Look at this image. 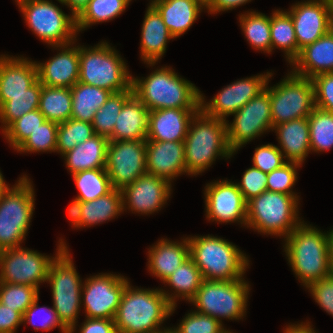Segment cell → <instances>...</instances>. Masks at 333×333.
Returning a JSON list of instances; mask_svg holds the SVG:
<instances>
[{
	"label": "cell",
	"mask_w": 333,
	"mask_h": 333,
	"mask_svg": "<svg viewBox=\"0 0 333 333\" xmlns=\"http://www.w3.org/2000/svg\"><path fill=\"white\" fill-rule=\"evenodd\" d=\"M175 308L160 288L135 289L128 282L114 317L117 333L165 332L160 326Z\"/></svg>",
	"instance_id": "cell-1"
},
{
	"label": "cell",
	"mask_w": 333,
	"mask_h": 333,
	"mask_svg": "<svg viewBox=\"0 0 333 333\" xmlns=\"http://www.w3.org/2000/svg\"><path fill=\"white\" fill-rule=\"evenodd\" d=\"M227 121L206 115L201 109L192 118L184 140L186 173L198 175L217 159L230 158Z\"/></svg>",
	"instance_id": "cell-2"
},
{
	"label": "cell",
	"mask_w": 333,
	"mask_h": 333,
	"mask_svg": "<svg viewBox=\"0 0 333 333\" xmlns=\"http://www.w3.org/2000/svg\"><path fill=\"white\" fill-rule=\"evenodd\" d=\"M284 250L303 286L329 276L328 235L302 222L285 238Z\"/></svg>",
	"instance_id": "cell-3"
},
{
	"label": "cell",
	"mask_w": 333,
	"mask_h": 333,
	"mask_svg": "<svg viewBox=\"0 0 333 333\" xmlns=\"http://www.w3.org/2000/svg\"><path fill=\"white\" fill-rule=\"evenodd\" d=\"M180 77L169 66H165L150 73L147 78L132 76L131 86L133 93L149 111L200 108L201 91L193 83Z\"/></svg>",
	"instance_id": "cell-4"
},
{
	"label": "cell",
	"mask_w": 333,
	"mask_h": 333,
	"mask_svg": "<svg viewBox=\"0 0 333 333\" xmlns=\"http://www.w3.org/2000/svg\"><path fill=\"white\" fill-rule=\"evenodd\" d=\"M190 257L204 280L234 281L244 279L249 260L236 245L216 236L188 238Z\"/></svg>",
	"instance_id": "cell-5"
},
{
	"label": "cell",
	"mask_w": 333,
	"mask_h": 333,
	"mask_svg": "<svg viewBox=\"0 0 333 333\" xmlns=\"http://www.w3.org/2000/svg\"><path fill=\"white\" fill-rule=\"evenodd\" d=\"M57 254L50 264L46 282L51 285L53 308L62 325L74 333L80 313L82 280L70 257L66 243L60 239Z\"/></svg>",
	"instance_id": "cell-6"
},
{
	"label": "cell",
	"mask_w": 333,
	"mask_h": 333,
	"mask_svg": "<svg viewBox=\"0 0 333 333\" xmlns=\"http://www.w3.org/2000/svg\"><path fill=\"white\" fill-rule=\"evenodd\" d=\"M298 197L266 190L247 202L246 226L285 239L302 223L297 213Z\"/></svg>",
	"instance_id": "cell-7"
},
{
	"label": "cell",
	"mask_w": 333,
	"mask_h": 333,
	"mask_svg": "<svg viewBox=\"0 0 333 333\" xmlns=\"http://www.w3.org/2000/svg\"><path fill=\"white\" fill-rule=\"evenodd\" d=\"M79 81L112 93L131 87L132 75L120 54L107 42L94 47H79Z\"/></svg>",
	"instance_id": "cell-8"
},
{
	"label": "cell",
	"mask_w": 333,
	"mask_h": 333,
	"mask_svg": "<svg viewBox=\"0 0 333 333\" xmlns=\"http://www.w3.org/2000/svg\"><path fill=\"white\" fill-rule=\"evenodd\" d=\"M17 182L0 198V251L21 247L34 211L30 179L24 175Z\"/></svg>",
	"instance_id": "cell-9"
},
{
	"label": "cell",
	"mask_w": 333,
	"mask_h": 333,
	"mask_svg": "<svg viewBox=\"0 0 333 333\" xmlns=\"http://www.w3.org/2000/svg\"><path fill=\"white\" fill-rule=\"evenodd\" d=\"M250 291L245 279L234 281L203 280L190 301L198 313L209 315L222 324V319L239 320L246 314Z\"/></svg>",
	"instance_id": "cell-10"
},
{
	"label": "cell",
	"mask_w": 333,
	"mask_h": 333,
	"mask_svg": "<svg viewBox=\"0 0 333 333\" xmlns=\"http://www.w3.org/2000/svg\"><path fill=\"white\" fill-rule=\"evenodd\" d=\"M24 20L36 36L52 46H61L77 40L76 18L66 15L49 0L17 2Z\"/></svg>",
	"instance_id": "cell-11"
},
{
	"label": "cell",
	"mask_w": 333,
	"mask_h": 333,
	"mask_svg": "<svg viewBox=\"0 0 333 333\" xmlns=\"http://www.w3.org/2000/svg\"><path fill=\"white\" fill-rule=\"evenodd\" d=\"M272 125L308 117L315 108L312 79L288 73L282 81L268 87Z\"/></svg>",
	"instance_id": "cell-12"
},
{
	"label": "cell",
	"mask_w": 333,
	"mask_h": 333,
	"mask_svg": "<svg viewBox=\"0 0 333 333\" xmlns=\"http://www.w3.org/2000/svg\"><path fill=\"white\" fill-rule=\"evenodd\" d=\"M233 115V122L226 124L229 147L235 153L247 142L273 129L269 91L265 88Z\"/></svg>",
	"instance_id": "cell-13"
},
{
	"label": "cell",
	"mask_w": 333,
	"mask_h": 333,
	"mask_svg": "<svg viewBox=\"0 0 333 333\" xmlns=\"http://www.w3.org/2000/svg\"><path fill=\"white\" fill-rule=\"evenodd\" d=\"M105 169L113 189L132 184L147 173L146 140H109Z\"/></svg>",
	"instance_id": "cell-14"
},
{
	"label": "cell",
	"mask_w": 333,
	"mask_h": 333,
	"mask_svg": "<svg viewBox=\"0 0 333 333\" xmlns=\"http://www.w3.org/2000/svg\"><path fill=\"white\" fill-rule=\"evenodd\" d=\"M54 258L22 246L0 251V282L29 285L39 290L40 283L47 280Z\"/></svg>",
	"instance_id": "cell-15"
},
{
	"label": "cell",
	"mask_w": 333,
	"mask_h": 333,
	"mask_svg": "<svg viewBox=\"0 0 333 333\" xmlns=\"http://www.w3.org/2000/svg\"><path fill=\"white\" fill-rule=\"evenodd\" d=\"M128 282L127 278L111 273L87 278L81 289L86 318L114 320Z\"/></svg>",
	"instance_id": "cell-16"
},
{
	"label": "cell",
	"mask_w": 333,
	"mask_h": 333,
	"mask_svg": "<svg viewBox=\"0 0 333 333\" xmlns=\"http://www.w3.org/2000/svg\"><path fill=\"white\" fill-rule=\"evenodd\" d=\"M292 18L298 55L333 28V0H307L295 3L287 11Z\"/></svg>",
	"instance_id": "cell-17"
},
{
	"label": "cell",
	"mask_w": 333,
	"mask_h": 333,
	"mask_svg": "<svg viewBox=\"0 0 333 333\" xmlns=\"http://www.w3.org/2000/svg\"><path fill=\"white\" fill-rule=\"evenodd\" d=\"M272 75L271 72H267V74L264 75L260 74L240 79L239 81L227 85V87L218 92L208 103L205 102V98L203 94H201L200 109L210 117L228 121L226 117L235 114L240 108L265 89Z\"/></svg>",
	"instance_id": "cell-18"
},
{
	"label": "cell",
	"mask_w": 333,
	"mask_h": 333,
	"mask_svg": "<svg viewBox=\"0 0 333 333\" xmlns=\"http://www.w3.org/2000/svg\"><path fill=\"white\" fill-rule=\"evenodd\" d=\"M206 218L219 223L240 222L246 225L247 202L237 184L214 181L205 187Z\"/></svg>",
	"instance_id": "cell-19"
},
{
	"label": "cell",
	"mask_w": 333,
	"mask_h": 333,
	"mask_svg": "<svg viewBox=\"0 0 333 333\" xmlns=\"http://www.w3.org/2000/svg\"><path fill=\"white\" fill-rule=\"evenodd\" d=\"M171 191L169 181L146 173L121 190L123 211L128 206L132 212L154 213L167 203Z\"/></svg>",
	"instance_id": "cell-20"
},
{
	"label": "cell",
	"mask_w": 333,
	"mask_h": 333,
	"mask_svg": "<svg viewBox=\"0 0 333 333\" xmlns=\"http://www.w3.org/2000/svg\"><path fill=\"white\" fill-rule=\"evenodd\" d=\"M146 169L170 183L186 173L184 141L146 140Z\"/></svg>",
	"instance_id": "cell-21"
},
{
	"label": "cell",
	"mask_w": 333,
	"mask_h": 333,
	"mask_svg": "<svg viewBox=\"0 0 333 333\" xmlns=\"http://www.w3.org/2000/svg\"><path fill=\"white\" fill-rule=\"evenodd\" d=\"M73 44L75 43L54 46L62 49L59 54L45 63L36 62L38 80L42 85L71 88L79 81V45L72 47Z\"/></svg>",
	"instance_id": "cell-22"
},
{
	"label": "cell",
	"mask_w": 333,
	"mask_h": 333,
	"mask_svg": "<svg viewBox=\"0 0 333 333\" xmlns=\"http://www.w3.org/2000/svg\"><path fill=\"white\" fill-rule=\"evenodd\" d=\"M68 217L73 227L81 228L109 221L123 212L122 192L113 189L105 196L90 201H72Z\"/></svg>",
	"instance_id": "cell-23"
},
{
	"label": "cell",
	"mask_w": 333,
	"mask_h": 333,
	"mask_svg": "<svg viewBox=\"0 0 333 333\" xmlns=\"http://www.w3.org/2000/svg\"><path fill=\"white\" fill-rule=\"evenodd\" d=\"M200 108H165L150 111L147 139L184 141L190 122Z\"/></svg>",
	"instance_id": "cell-24"
},
{
	"label": "cell",
	"mask_w": 333,
	"mask_h": 333,
	"mask_svg": "<svg viewBox=\"0 0 333 333\" xmlns=\"http://www.w3.org/2000/svg\"><path fill=\"white\" fill-rule=\"evenodd\" d=\"M293 73L312 79L322 73L333 72V28L312 44L300 50L292 62Z\"/></svg>",
	"instance_id": "cell-25"
},
{
	"label": "cell",
	"mask_w": 333,
	"mask_h": 333,
	"mask_svg": "<svg viewBox=\"0 0 333 333\" xmlns=\"http://www.w3.org/2000/svg\"><path fill=\"white\" fill-rule=\"evenodd\" d=\"M37 80L38 69L35 61L0 55V95L23 94Z\"/></svg>",
	"instance_id": "cell-26"
},
{
	"label": "cell",
	"mask_w": 333,
	"mask_h": 333,
	"mask_svg": "<svg viewBox=\"0 0 333 333\" xmlns=\"http://www.w3.org/2000/svg\"><path fill=\"white\" fill-rule=\"evenodd\" d=\"M150 111L133 94L123 105L108 140H146Z\"/></svg>",
	"instance_id": "cell-27"
},
{
	"label": "cell",
	"mask_w": 333,
	"mask_h": 333,
	"mask_svg": "<svg viewBox=\"0 0 333 333\" xmlns=\"http://www.w3.org/2000/svg\"><path fill=\"white\" fill-rule=\"evenodd\" d=\"M181 242L161 239L148 251V269L161 281H165L190 257L188 237Z\"/></svg>",
	"instance_id": "cell-28"
},
{
	"label": "cell",
	"mask_w": 333,
	"mask_h": 333,
	"mask_svg": "<svg viewBox=\"0 0 333 333\" xmlns=\"http://www.w3.org/2000/svg\"><path fill=\"white\" fill-rule=\"evenodd\" d=\"M174 39L161 15L150 4L146 10L141 32V57L144 63L154 66L166 52L168 40Z\"/></svg>",
	"instance_id": "cell-29"
},
{
	"label": "cell",
	"mask_w": 333,
	"mask_h": 333,
	"mask_svg": "<svg viewBox=\"0 0 333 333\" xmlns=\"http://www.w3.org/2000/svg\"><path fill=\"white\" fill-rule=\"evenodd\" d=\"M150 4L161 15L174 38L184 34L206 8L198 0H152Z\"/></svg>",
	"instance_id": "cell-30"
},
{
	"label": "cell",
	"mask_w": 333,
	"mask_h": 333,
	"mask_svg": "<svg viewBox=\"0 0 333 333\" xmlns=\"http://www.w3.org/2000/svg\"><path fill=\"white\" fill-rule=\"evenodd\" d=\"M273 130L278 135L284 159L302 164L311 152L308 117L275 125Z\"/></svg>",
	"instance_id": "cell-31"
},
{
	"label": "cell",
	"mask_w": 333,
	"mask_h": 333,
	"mask_svg": "<svg viewBox=\"0 0 333 333\" xmlns=\"http://www.w3.org/2000/svg\"><path fill=\"white\" fill-rule=\"evenodd\" d=\"M108 143L107 137L95 134L63 154L62 157L64 156L71 174L88 169L106 168Z\"/></svg>",
	"instance_id": "cell-32"
},
{
	"label": "cell",
	"mask_w": 333,
	"mask_h": 333,
	"mask_svg": "<svg viewBox=\"0 0 333 333\" xmlns=\"http://www.w3.org/2000/svg\"><path fill=\"white\" fill-rule=\"evenodd\" d=\"M203 280L201 271L195 265L193 259L189 257L163 282L175 289L174 293L170 294L162 289L161 291L172 306H177L176 298L180 297V299L190 302L195 297Z\"/></svg>",
	"instance_id": "cell-33"
},
{
	"label": "cell",
	"mask_w": 333,
	"mask_h": 333,
	"mask_svg": "<svg viewBox=\"0 0 333 333\" xmlns=\"http://www.w3.org/2000/svg\"><path fill=\"white\" fill-rule=\"evenodd\" d=\"M71 89V118L92 123L95 113L105 103L112 92L96 86L77 82Z\"/></svg>",
	"instance_id": "cell-34"
},
{
	"label": "cell",
	"mask_w": 333,
	"mask_h": 333,
	"mask_svg": "<svg viewBox=\"0 0 333 333\" xmlns=\"http://www.w3.org/2000/svg\"><path fill=\"white\" fill-rule=\"evenodd\" d=\"M42 84L37 80L25 93L0 95V122L4 132L14 121L24 114L39 108Z\"/></svg>",
	"instance_id": "cell-35"
},
{
	"label": "cell",
	"mask_w": 333,
	"mask_h": 333,
	"mask_svg": "<svg viewBox=\"0 0 333 333\" xmlns=\"http://www.w3.org/2000/svg\"><path fill=\"white\" fill-rule=\"evenodd\" d=\"M39 111L46 120L56 123L66 122L71 118L72 94L66 87H47L42 85Z\"/></svg>",
	"instance_id": "cell-36"
},
{
	"label": "cell",
	"mask_w": 333,
	"mask_h": 333,
	"mask_svg": "<svg viewBox=\"0 0 333 333\" xmlns=\"http://www.w3.org/2000/svg\"><path fill=\"white\" fill-rule=\"evenodd\" d=\"M271 52L274 48L284 50L289 63L298 57V45L291 15L287 11L275 10L270 16Z\"/></svg>",
	"instance_id": "cell-37"
},
{
	"label": "cell",
	"mask_w": 333,
	"mask_h": 333,
	"mask_svg": "<svg viewBox=\"0 0 333 333\" xmlns=\"http://www.w3.org/2000/svg\"><path fill=\"white\" fill-rule=\"evenodd\" d=\"M132 0H90L76 17L77 32L85 30L91 24L105 22L121 15Z\"/></svg>",
	"instance_id": "cell-38"
},
{
	"label": "cell",
	"mask_w": 333,
	"mask_h": 333,
	"mask_svg": "<svg viewBox=\"0 0 333 333\" xmlns=\"http://www.w3.org/2000/svg\"><path fill=\"white\" fill-rule=\"evenodd\" d=\"M79 195L72 201H90L107 195L113 190L105 168L88 169L72 174Z\"/></svg>",
	"instance_id": "cell-39"
},
{
	"label": "cell",
	"mask_w": 333,
	"mask_h": 333,
	"mask_svg": "<svg viewBox=\"0 0 333 333\" xmlns=\"http://www.w3.org/2000/svg\"><path fill=\"white\" fill-rule=\"evenodd\" d=\"M241 28L247 41L256 50L271 53L270 17L250 11L239 16Z\"/></svg>",
	"instance_id": "cell-40"
},
{
	"label": "cell",
	"mask_w": 333,
	"mask_h": 333,
	"mask_svg": "<svg viewBox=\"0 0 333 333\" xmlns=\"http://www.w3.org/2000/svg\"><path fill=\"white\" fill-rule=\"evenodd\" d=\"M132 86L126 91L111 93L106 103L95 113L92 126L95 134L109 137L125 102L133 95Z\"/></svg>",
	"instance_id": "cell-41"
},
{
	"label": "cell",
	"mask_w": 333,
	"mask_h": 333,
	"mask_svg": "<svg viewBox=\"0 0 333 333\" xmlns=\"http://www.w3.org/2000/svg\"><path fill=\"white\" fill-rule=\"evenodd\" d=\"M310 147L323 152L333 147V112L315 107L308 116Z\"/></svg>",
	"instance_id": "cell-42"
},
{
	"label": "cell",
	"mask_w": 333,
	"mask_h": 333,
	"mask_svg": "<svg viewBox=\"0 0 333 333\" xmlns=\"http://www.w3.org/2000/svg\"><path fill=\"white\" fill-rule=\"evenodd\" d=\"M94 135L91 123L70 118L58 124L56 152L63 155Z\"/></svg>",
	"instance_id": "cell-43"
},
{
	"label": "cell",
	"mask_w": 333,
	"mask_h": 333,
	"mask_svg": "<svg viewBox=\"0 0 333 333\" xmlns=\"http://www.w3.org/2000/svg\"><path fill=\"white\" fill-rule=\"evenodd\" d=\"M38 296L39 290L33 286L0 282V303L22 316Z\"/></svg>",
	"instance_id": "cell-44"
},
{
	"label": "cell",
	"mask_w": 333,
	"mask_h": 333,
	"mask_svg": "<svg viewBox=\"0 0 333 333\" xmlns=\"http://www.w3.org/2000/svg\"><path fill=\"white\" fill-rule=\"evenodd\" d=\"M58 123L46 120L16 149L17 152H56Z\"/></svg>",
	"instance_id": "cell-45"
},
{
	"label": "cell",
	"mask_w": 333,
	"mask_h": 333,
	"mask_svg": "<svg viewBox=\"0 0 333 333\" xmlns=\"http://www.w3.org/2000/svg\"><path fill=\"white\" fill-rule=\"evenodd\" d=\"M44 121H46L45 116L39 109L30 111L14 121L3 135L16 150Z\"/></svg>",
	"instance_id": "cell-46"
},
{
	"label": "cell",
	"mask_w": 333,
	"mask_h": 333,
	"mask_svg": "<svg viewBox=\"0 0 333 333\" xmlns=\"http://www.w3.org/2000/svg\"><path fill=\"white\" fill-rule=\"evenodd\" d=\"M301 165L297 162L287 161L280 168L267 173V190L288 195H297L292 191V187L297 179L296 169Z\"/></svg>",
	"instance_id": "cell-47"
},
{
	"label": "cell",
	"mask_w": 333,
	"mask_h": 333,
	"mask_svg": "<svg viewBox=\"0 0 333 333\" xmlns=\"http://www.w3.org/2000/svg\"><path fill=\"white\" fill-rule=\"evenodd\" d=\"M186 315L178 327L173 328L177 333H219L224 329L217 319L196 310Z\"/></svg>",
	"instance_id": "cell-48"
},
{
	"label": "cell",
	"mask_w": 333,
	"mask_h": 333,
	"mask_svg": "<svg viewBox=\"0 0 333 333\" xmlns=\"http://www.w3.org/2000/svg\"><path fill=\"white\" fill-rule=\"evenodd\" d=\"M38 300H39V296L34 300L32 305L23 314L22 322H26V323L33 325L35 327V329H34L35 331L41 329L43 331L48 332L49 330H52L58 326L61 329L62 333H69V331L60 322L57 312L54 310V308L53 307L48 308L45 306L39 307ZM41 312L45 316L40 315V314H42ZM34 315L39 316L38 320L41 322V328L35 324Z\"/></svg>",
	"instance_id": "cell-49"
},
{
	"label": "cell",
	"mask_w": 333,
	"mask_h": 333,
	"mask_svg": "<svg viewBox=\"0 0 333 333\" xmlns=\"http://www.w3.org/2000/svg\"><path fill=\"white\" fill-rule=\"evenodd\" d=\"M279 146L273 144L261 145L255 148L253 155V166L264 173H270L274 169L280 168L285 161Z\"/></svg>",
	"instance_id": "cell-50"
},
{
	"label": "cell",
	"mask_w": 333,
	"mask_h": 333,
	"mask_svg": "<svg viewBox=\"0 0 333 333\" xmlns=\"http://www.w3.org/2000/svg\"><path fill=\"white\" fill-rule=\"evenodd\" d=\"M246 202L267 190V173L252 166L247 169L240 183H236Z\"/></svg>",
	"instance_id": "cell-51"
},
{
	"label": "cell",
	"mask_w": 333,
	"mask_h": 333,
	"mask_svg": "<svg viewBox=\"0 0 333 333\" xmlns=\"http://www.w3.org/2000/svg\"><path fill=\"white\" fill-rule=\"evenodd\" d=\"M315 107L333 112V72L322 73L312 78Z\"/></svg>",
	"instance_id": "cell-52"
},
{
	"label": "cell",
	"mask_w": 333,
	"mask_h": 333,
	"mask_svg": "<svg viewBox=\"0 0 333 333\" xmlns=\"http://www.w3.org/2000/svg\"><path fill=\"white\" fill-rule=\"evenodd\" d=\"M315 302L333 316V273L308 285Z\"/></svg>",
	"instance_id": "cell-53"
},
{
	"label": "cell",
	"mask_w": 333,
	"mask_h": 333,
	"mask_svg": "<svg viewBox=\"0 0 333 333\" xmlns=\"http://www.w3.org/2000/svg\"><path fill=\"white\" fill-rule=\"evenodd\" d=\"M22 319L23 316L18 311L0 303V333H15L23 323Z\"/></svg>",
	"instance_id": "cell-54"
},
{
	"label": "cell",
	"mask_w": 333,
	"mask_h": 333,
	"mask_svg": "<svg viewBox=\"0 0 333 333\" xmlns=\"http://www.w3.org/2000/svg\"><path fill=\"white\" fill-rule=\"evenodd\" d=\"M79 333H117L114 320L102 318H87Z\"/></svg>",
	"instance_id": "cell-55"
},
{
	"label": "cell",
	"mask_w": 333,
	"mask_h": 333,
	"mask_svg": "<svg viewBox=\"0 0 333 333\" xmlns=\"http://www.w3.org/2000/svg\"><path fill=\"white\" fill-rule=\"evenodd\" d=\"M250 1L251 0H211L205 9H207L210 14H217V12L232 10Z\"/></svg>",
	"instance_id": "cell-56"
},
{
	"label": "cell",
	"mask_w": 333,
	"mask_h": 333,
	"mask_svg": "<svg viewBox=\"0 0 333 333\" xmlns=\"http://www.w3.org/2000/svg\"><path fill=\"white\" fill-rule=\"evenodd\" d=\"M71 9V14L76 18L87 6L90 0H57Z\"/></svg>",
	"instance_id": "cell-57"
},
{
	"label": "cell",
	"mask_w": 333,
	"mask_h": 333,
	"mask_svg": "<svg viewBox=\"0 0 333 333\" xmlns=\"http://www.w3.org/2000/svg\"><path fill=\"white\" fill-rule=\"evenodd\" d=\"M284 333H317L315 330H313L312 326L310 325L309 322H306L303 324H294L291 326H286Z\"/></svg>",
	"instance_id": "cell-58"
},
{
	"label": "cell",
	"mask_w": 333,
	"mask_h": 333,
	"mask_svg": "<svg viewBox=\"0 0 333 333\" xmlns=\"http://www.w3.org/2000/svg\"><path fill=\"white\" fill-rule=\"evenodd\" d=\"M327 235L329 245V263L331 272L333 273V229L330 232H327Z\"/></svg>",
	"instance_id": "cell-59"
},
{
	"label": "cell",
	"mask_w": 333,
	"mask_h": 333,
	"mask_svg": "<svg viewBox=\"0 0 333 333\" xmlns=\"http://www.w3.org/2000/svg\"><path fill=\"white\" fill-rule=\"evenodd\" d=\"M8 184H6L4 177L0 171V198L9 190Z\"/></svg>",
	"instance_id": "cell-60"
},
{
	"label": "cell",
	"mask_w": 333,
	"mask_h": 333,
	"mask_svg": "<svg viewBox=\"0 0 333 333\" xmlns=\"http://www.w3.org/2000/svg\"><path fill=\"white\" fill-rule=\"evenodd\" d=\"M200 3H202L205 7L211 2V0H198Z\"/></svg>",
	"instance_id": "cell-61"
},
{
	"label": "cell",
	"mask_w": 333,
	"mask_h": 333,
	"mask_svg": "<svg viewBox=\"0 0 333 333\" xmlns=\"http://www.w3.org/2000/svg\"><path fill=\"white\" fill-rule=\"evenodd\" d=\"M165 333H177L173 328H167Z\"/></svg>",
	"instance_id": "cell-62"
},
{
	"label": "cell",
	"mask_w": 333,
	"mask_h": 333,
	"mask_svg": "<svg viewBox=\"0 0 333 333\" xmlns=\"http://www.w3.org/2000/svg\"><path fill=\"white\" fill-rule=\"evenodd\" d=\"M219 333H234V332H230V331H228V330L223 329V330L220 331Z\"/></svg>",
	"instance_id": "cell-63"
}]
</instances>
